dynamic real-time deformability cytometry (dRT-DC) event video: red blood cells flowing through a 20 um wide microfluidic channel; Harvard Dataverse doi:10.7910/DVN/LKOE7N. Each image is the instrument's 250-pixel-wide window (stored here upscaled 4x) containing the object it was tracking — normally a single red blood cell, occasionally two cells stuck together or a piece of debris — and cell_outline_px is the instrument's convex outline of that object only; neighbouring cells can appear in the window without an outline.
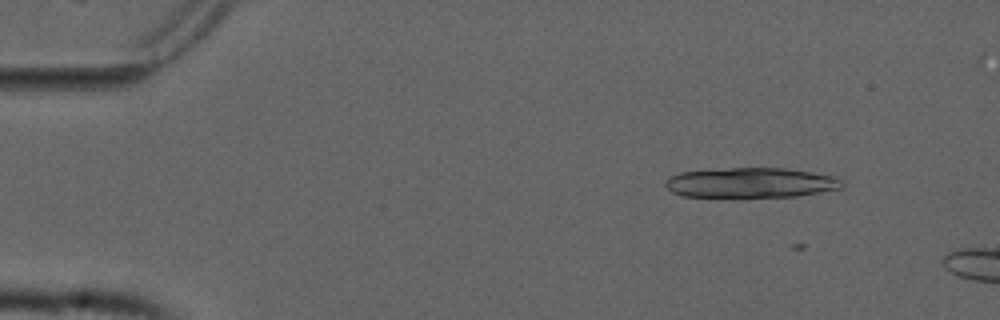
{"species": "common noctule bat (a hibernating species)", "species_latin": "Nyctalus noctula", "temperature_condition": "cold", "stored_images_in_passage": 2, "camera_frame_rate_fps": 3000, "um_per_image_px": 0.085, "animal": {"sex": "male", "forearm_length_mm": 52.5}, "frame": {"image": 1, "passage_image": 1, "time_ms": 0.0, "image_size_px": [1000, 320], "cell_outline_px": [[848, 180], [840, 188], [820, 192], [796, 196], [740, 200], [680, 196], [672, 192], [664, 184], [664, 180], [668, 176], [680, 172], [732, 168], [784, 168], [812, 172], [836, 176]], "centroid_in_image_um": [63.8, 15.58], "position_along_channel_um": 21.2, "area_um2": 32.54}}